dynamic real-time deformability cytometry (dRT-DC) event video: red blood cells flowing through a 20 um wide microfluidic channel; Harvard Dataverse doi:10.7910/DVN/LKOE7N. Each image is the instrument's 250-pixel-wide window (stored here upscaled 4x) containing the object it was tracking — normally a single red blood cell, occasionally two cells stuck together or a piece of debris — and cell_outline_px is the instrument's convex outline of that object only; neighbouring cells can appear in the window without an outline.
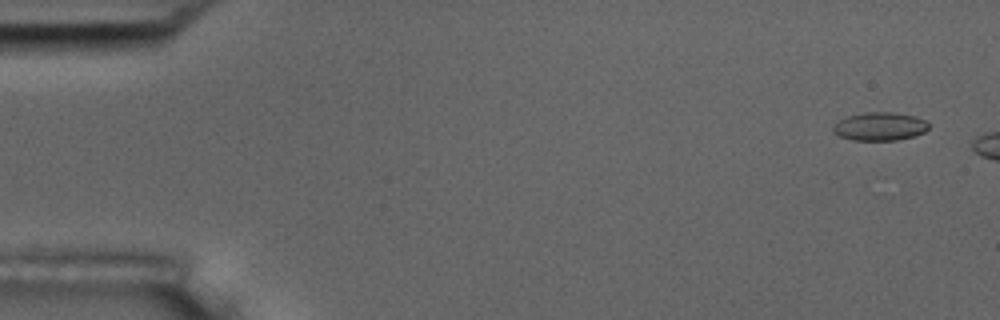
{"species": "common noctule bat (a hibernating species)", "species_latin": "Nyctalus noctula", "temperature_condition": "room temperature", "stored_images_in_passage": 3, "camera_frame_rate_fps": 3000, "um_per_image_px": 0.085, "animal": {"sex": "male", "body_mass_g": 17.5, "forearm_length_mm": 52.3}, "frame": {"image": 1, "passage_image": 1, "time_ms": 0.0, "image_size_px": [1000, 320], "cell_outline_px": [[928, 128], [924, 132], [912, 136], [896, 140], [852, 140], [840, 136], [832, 132], [832, 128], [840, 120], [848, 116], [868, 112], [892, 112], [916, 116], [924, 120], [928, 124]], "centroid_in_image_um": [74.78, 10.75], "position_along_channel_um": 10.2, "area_um2": 15.55}}